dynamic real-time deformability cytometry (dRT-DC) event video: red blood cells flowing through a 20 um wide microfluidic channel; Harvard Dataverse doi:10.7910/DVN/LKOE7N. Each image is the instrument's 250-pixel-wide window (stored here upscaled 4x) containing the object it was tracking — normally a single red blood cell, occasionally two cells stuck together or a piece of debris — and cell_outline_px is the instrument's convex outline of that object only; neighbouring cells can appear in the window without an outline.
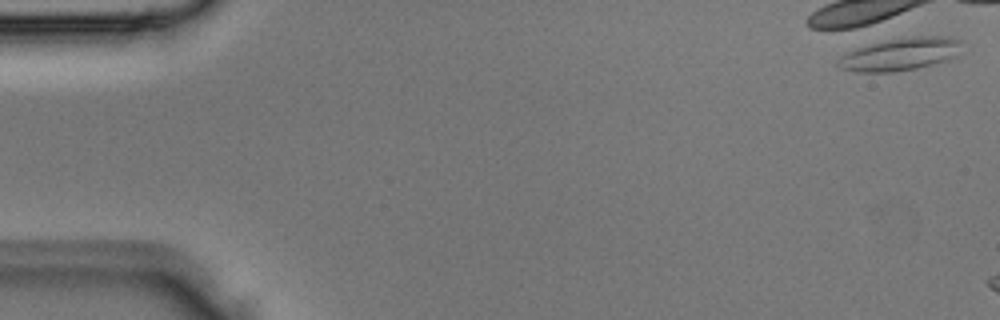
{"species": "Egyptian fruit bat (a non-hibernating species)", "species_latin": "Rousettus aegyptiacus", "temperature_condition": "room temperature", "stored_images_in_passage": 3, "camera_frame_rate_fps": 3000, "um_per_image_px": 0.085, "animal": {"sex": "male"}, "frame": {"image": 1, "passage_image": 1, "time_ms": 0.0, "image_size_px": [1000, 320], "cell_outline_px": [[960, 40], [956, 60], [916, 68], [892, 72], [856, 72], [840, 68], [836, 64], [836, 60], [840, 56], [848, 52], [872, 44], [888, 40], [912, 36], [948, 36]], "centroid_in_image_um": [76.57, 4.62], "position_along_channel_um": 8.4, "area_um2": 23.58}}